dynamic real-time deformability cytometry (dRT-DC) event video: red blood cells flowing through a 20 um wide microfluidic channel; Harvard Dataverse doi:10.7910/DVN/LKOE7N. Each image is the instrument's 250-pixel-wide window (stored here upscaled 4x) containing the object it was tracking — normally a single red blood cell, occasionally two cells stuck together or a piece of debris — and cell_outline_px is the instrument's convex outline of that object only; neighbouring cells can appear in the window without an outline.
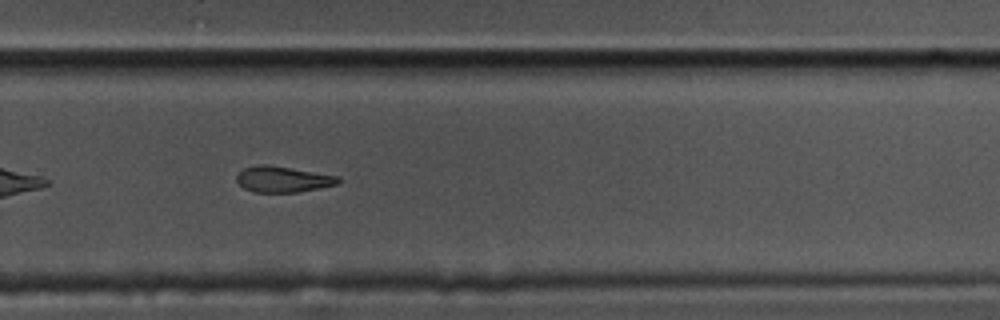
{"species": "common noctule bat (a hibernating species)", "species_latin": "Nyctalus noctula", "temperature_condition": "cold", "stored_images_in_passage": 43, "segment_of_instrument_passage": [1, 2], "camera_frame_rate_fps": 3000, "um_per_image_px": 0.085, "animal": {"sex": "male", "body_mass_g": 17.5, "forearm_length_mm": 52.3}, "frame": {"image": 1, "passage_image": 23, "time_ms": 7.333, "image_size_px": [1000, 320], "cell_outline_px": [[340, 180], [336, 184], [296, 192], [256, 192], [244, 188], [236, 180], [236, 176], [244, 168], [256, 164], [268, 164], [340, 176]], "centroid_in_image_um": [24.02, 15.22], "position_along_channel_um": 305.8, "area_um2": 15.2}}
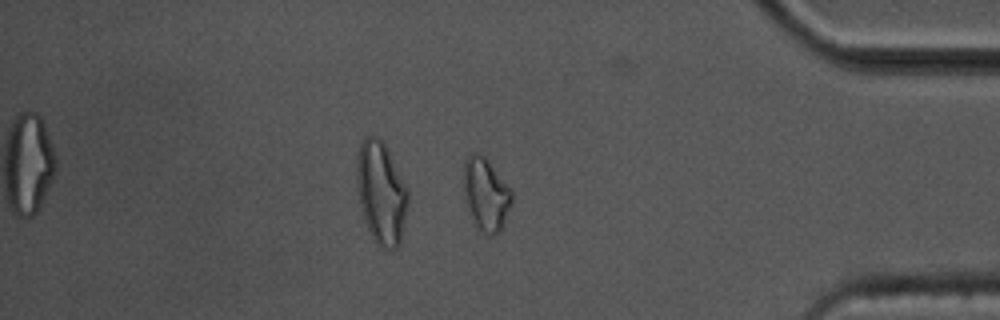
{"frame": {"image": 2, "passage_image": 33, "time_ms": 10.667, "image_size_px": [1000, 320], "cell_outline_px": [[512, 200], [500, 232], [492, 236], [488, 236], [476, 224], [468, 212], [464, 188], [464, 160], [472, 152], [476, 152], [484, 156], [488, 160], [512, 188]], "centroid_in_image_um": [41.31, 16.48], "position_along_channel_um": 393.9, "area_um2": 20.35}}
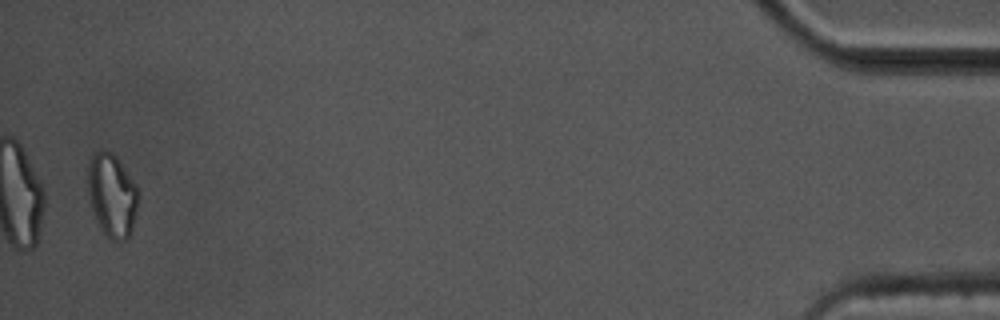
{"frame": {"image": 3, "passage_image": 41, "time_ms": 13.333, "image_size_px": [1000, 320], "cell_outline_px": [[140, 192], [132, 228], [128, 236], [124, 240], [108, 240], [100, 228], [96, 220], [92, 208], [88, 192], [88, 168], [92, 156], [96, 152], [112, 152], [116, 156], [136, 184]], "centroid_in_image_um": [9.53, 16.62], "position_along_channel_um": 425.7, "area_um2": 24.28}}